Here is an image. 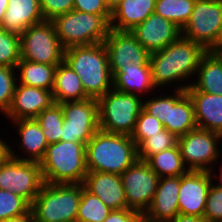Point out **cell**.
Wrapping results in <instances>:
<instances>
[{
	"label": "cell",
	"instance_id": "obj_3",
	"mask_svg": "<svg viewBox=\"0 0 222 222\" xmlns=\"http://www.w3.org/2000/svg\"><path fill=\"white\" fill-rule=\"evenodd\" d=\"M137 160V146L129 135L98 130L86 144L88 171L121 175Z\"/></svg>",
	"mask_w": 222,
	"mask_h": 222
},
{
	"label": "cell",
	"instance_id": "obj_35",
	"mask_svg": "<svg viewBox=\"0 0 222 222\" xmlns=\"http://www.w3.org/2000/svg\"><path fill=\"white\" fill-rule=\"evenodd\" d=\"M163 129L164 126L160 120L148 114L142 108L137 118L134 131L130 137L138 147L144 140L149 138L151 135L158 134Z\"/></svg>",
	"mask_w": 222,
	"mask_h": 222
},
{
	"label": "cell",
	"instance_id": "obj_34",
	"mask_svg": "<svg viewBox=\"0 0 222 222\" xmlns=\"http://www.w3.org/2000/svg\"><path fill=\"white\" fill-rule=\"evenodd\" d=\"M20 59V35L8 32L0 25V65L16 68Z\"/></svg>",
	"mask_w": 222,
	"mask_h": 222
},
{
	"label": "cell",
	"instance_id": "obj_46",
	"mask_svg": "<svg viewBox=\"0 0 222 222\" xmlns=\"http://www.w3.org/2000/svg\"><path fill=\"white\" fill-rule=\"evenodd\" d=\"M123 0H105L106 5L112 11Z\"/></svg>",
	"mask_w": 222,
	"mask_h": 222
},
{
	"label": "cell",
	"instance_id": "obj_23",
	"mask_svg": "<svg viewBox=\"0 0 222 222\" xmlns=\"http://www.w3.org/2000/svg\"><path fill=\"white\" fill-rule=\"evenodd\" d=\"M43 21L39 0H8L2 27L20 35L28 27Z\"/></svg>",
	"mask_w": 222,
	"mask_h": 222
},
{
	"label": "cell",
	"instance_id": "obj_22",
	"mask_svg": "<svg viewBox=\"0 0 222 222\" xmlns=\"http://www.w3.org/2000/svg\"><path fill=\"white\" fill-rule=\"evenodd\" d=\"M12 122H14L15 125L17 124L16 126L18 127V130L16 131L20 135V140L22 141H20V148L25 150L23 152L27 151L28 153L27 157L18 156L15 154L13 149L7 145V155L18 160L40 162L45 156L49 144L46 141L39 123L35 118L19 119Z\"/></svg>",
	"mask_w": 222,
	"mask_h": 222
},
{
	"label": "cell",
	"instance_id": "obj_20",
	"mask_svg": "<svg viewBox=\"0 0 222 222\" xmlns=\"http://www.w3.org/2000/svg\"><path fill=\"white\" fill-rule=\"evenodd\" d=\"M83 185L111 210L129 208L120 175L88 171Z\"/></svg>",
	"mask_w": 222,
	"mask_h": 222
},
{
	"label": "cell",
	"instance_id": "obj_7",
	"mask_svg": "<svg viewBox=\"0 0 222 222\" xmlns=\"http://www.w3.org/2000/svg\"><path fill=\"white\" fill-rule=\"evenodd\" d=\"M185 85V86H183ZM192 85L180 84L175 89V95L158 96L143 100V109L155 118H158L164 128L177 137L197 128L194 106L186 89Z\"/></svg>",
	"mask_w": 222,
	"mask_h": 222
},
{
	"label": "cell",
	"instance_id": "obj_37",
	"mask_svg": "<svg viewBox=\"0 0 222 222\" xmlns=\"http://www.w3.org/2000/svg\"><path fill=\"white\" fill-rule=\"evenodd\" d=\"M15 70L16 68L0 65V111L5 115L11 106L17 84L18 73Z\"/></svg>",
	"mask_w": 222,
	"mask_h": 222
},
{
	"label": "cell",
	"instance_id": "obj_39",
	"mask_svg": "<svg viewBox=\"0 0 222 222\" xmlns=\"http://www.w3.org/2000/svg\"><path fill=\"white\" fill-rule=\"evenodd\" d=\"M39 4L44 19L51 21L73 10L74 0H39Z\"/></svg>",
	"mask_w": 222,
	"mask_h": 222
},
{
	"label": "cell",
	"instance_id": "obj_41",
	"mask_svg": "<svg viewBox=\"0 0 222 222\" xmlns=\"http://www.w3.org/2000/svg\"><path fill=\"white\" fill-rule=\"evenodd\" d=\"M143 213L133 209L112 210L103 222H141Z\"/></svg>",
	"mask_w": 222,
	"mask_h": 222
},
{
	"label": "cell",
	"instance_id": "obj_19",
	"mask_svg": "<svg viewBox=\"0 0 222 222\" xmlns=\"http://www.w3.org/2000/svg\"><path fill=\"white\" fill-rule=\"evenodd\" d=\"M180 176L162 177L150 207L143 214L149 222H168L179 214L178 194Z\"/></svg>",
	"mask_w": 222,
	"mask_h": 222
},
{
	"label": "cell",
	"instance_id": "obj_33",
	"mask_svg": "<svg viewBox=\"0 0 222 222\" xmlns=\"http://www.w3.org/2000/svg\"><path fill=\"white\" fill-rule=\"evenodd\" d=\"M177 145L178 137L164 128L158 134L151 135L137 147L138 160L146 161L150 156Z\"/></svg>",
	"mask_w": 222,
	"mask_h": 222
},
{
	"label": "cell",
	"instance_id": "obj_8",
	"mask_svg": "<svg viewBox=\"0 0 222 222\" xmlns=\"http://www.w3.org/2000/svg\"><path fill=\"white\" fill-rule=\"evenodd\" d=\"M100 130L131 136L143 108L139 95L112 88L98 100Z\"/></svg>",
	"mask_w": 222,
	"mask_h": 222
},
{
	"label": "cell",
	"instance_id": "obj_1",
	"mask_svg": "<svg viewBox=\"0 0 222 222\" xmlns=\"http://www.w3.org/2000/svg\"><path fill=\"white\" fill-rule=\"evenodd\" d=\"M206 52L201 44L181 35L161 51L150 54L149 64L155 87H164L177 80L187 81L188 77L197 73Z\"/></svg>",
	"mask_w": 222,
	"mask_h": 222
},
{
	"label": "cell",
	"instance_id": "obj_30",
	"mask_svg": "<svg viewBox=\"0 0 222 222\" xmlns=\"http://www.w3.org/2000/svg\"><path fill=\"white\" fill-rule=\"evenodd\" d=\"M196 0H156L154 13L172 21L181 30L193 12Z\"/></svg>",
	"mask_w": 222,
	"mask_h": 222
},
{
	"label": "cell",
	"instance_id": "obj_9",
	"mask_svg": "<svg viewBox=\"0 0 222 222\" xmlns=\"http://www.w3.org/2000/svg\"><path fill=\"white\" fill-rule=\"evenodd\" d=\"M182 35L207 51L222 45V0H196Z\"/></svg>",
	"mask_w": 222,
	"mask_h": 222
},
{
	"label": "cell",
	"instance_id": "obj_31",
	"mask_svg": "<svg viewBox=\"0 0 222 222\" xmlns=\"http://www.w3.org/2000/svg\"><path fill=\"white\" fill-rule=\"evenodd\" d=\"M111 211L102 200L89 192L82 184L76 222H103Z\"/></svg>",
	"mask_w": 222,
	"mask_h": 222
},
{
	"label": "cell",
	"instance_id": "obj_10",
	"mask_svg": "<svg viewBox=\"0 0 222 222\" xmlns=\"http://www.w3.org/2000/svg\"><path fill=\"white\" fill-rule=\"evenodd\" d=\"M64 51L51 21L32 25L20 34L21 59L58 65L64 61Z\"/></svg>",
	"mask_w": 222,
	"mask_h": 222
},
{
	"label": "cell",
	"instance_id": "obj_24",
	"mask_svg": "<svg viewBox=\"0 0 222 222\" xmlns=\"http://www.w3.org/2000/svg\"><path fill=\"white\" fill-rule=\"evenodd\" d=\"M155 1L123 0L112 10L110 28L118 31H131L154 13Z\"/></svg>",
	"mask_w": 222,
	"mask_h": 222
},
{
	"label": "cell",
	"instance_id": "obj_25",
	"mask_svg": "<svg viewBox=\"0 0 222 222\" xmlns=\"http://www.w3.org/2000/svg\"><path fill=\"white\" fill-rule=\"evenodd\" d=\"M113 88L139 96L144 92L147 94V91L150 93L156 88L150 65L126 64L113 76Z\"/></svg>",
	"mask_w": 222,
	"mask_h": 222
},
{
	"label": "cell",
	"instance_id": "obj_13",
	"mask_svg": "<svg viewBox=\"0 0 222 222\" xmlns=\"http://www.w3.org/2000/svg\"><path fill=\"white\" fill-rule=\"evenodd\" d=\"M221 138L219 133L200 128L178 137V147L185 166L193 171L211 172V165L215 164L220 156L217 143L221 142Z\"/></svg>",
	"mask_w": 222,
	"mask_h": 222
},
{
	"label": "cell",
	"instance_id": "obj_12",
	"mask_svg": "<svg viewBox=\"0 0 222 222\" xmlns=\"http://www.w3.org/2000/svg\"><path fill=\"white\" fill-rule=\"evenodd\" d=\"M64 115L61 140L87 142L100 130L97 99L61 103Z\"/></svg>",
	"mask_w": 222,
	"mask_h": 222
},
{
	"label": "cell",
	"instance_id": "obj_21",
	"mask_svg": "<svg viewBox=\"0 0 222 222\" xmlns=\"http://www.w3.org/2000/svg\"><path fill=\"white\" fill-rule=\"evenodd\" d=\"M194 106L197 128L222 135V95L196 90L192 85L186 89Z\"/></svg>",
	"mask_w": 222,
	"mask_h": 222
},
{
	"label": "cell",
	"instance_id": "obj_5",
	"mask_svg": "<svg viewBox=\"0 0 222 222\" xmlns=\"http://www.w3.org/2000/svg\"><path fill=\"white\" fill-rule=\"evenodd\" d=\"M82 184L44 183L33 200L35 222H76Z\"/></svg>",
	"mask_w": 222,
	"mask_h": 222
},
{
	"label": "cell",
	"instance_id": "obj_48",
	"mask_svg": "<svg viewBox=\"0 0 222 222\" xmlns=\"http://www.w3.org/2000/svg\"><path fill=\"white\" fill-rule=\"evenodd\" d=\"M220 169H221V170L219 171L220 173H219L218 178L220 179L219 182H220V181H221V182H220V183L218 182V183L216 184V186L222 188V166L220 167Z\"/></svg>",
	"mask_w": 222,
	"mask_h": 222
},
{
	"label": "cell",
	"instance_id": "obj_44",
	"mask_svg": "<svg viewBox=\"0 0 222 222\" xmlns=\"http://www.w3.org/2000/svg\"><path fill=\"white\" fill-rule=\"evenodd\" d=\"M7 7H8V0H0V25H2Z\"/></svg>",
	"mask_w": 222,
	"mask_h": 222
},
{
	"label": "cell",
	"instance_id": "obj_11",
	"mask_svg": "<svg viewBox=\"0 0 222 222\" xmlns=\"http://www.w3.org/2000/svg\"><path fill=\"white\" fill-rule=\"evenodd\" d=\"M44 183L39 162L18 160L9 155L0 161V189L12 191L30 205Z\"/></svg>",
	"mask_w": 222,
	"mask_h": 222
},
{
	"label": "cell",
	"instance_id": "obj_36",
	"mask_svg": "<svg viewBox=\"0 0 222 222\" xmlns=\"http://www.w3.org/2000/svg\"><path fill=\"white\" fill-rule=\"evenodd\" d=\"M31 205L9 190L0 189V220L20 216L30 210Z\"/></svg>",
	"mask_w": 222,
	"mask_h": 222
},
{
	"label": "cell",
	"instance_id": "obj_14",
	"mask_svg": "<svg viewBox=\"0 0 222 222\" xmlns=\"http://www.w3.org/2000/svg\"><path fill=\"white\" fill-rule=\"evenodd\" d=\"M120 176L128 207L144 214L154 199L159 176L146 161L141 160H137Z\"/></svg>",
	"mask_w": 222,
	"mask_h": 222
},
{
	"label": "cell",
	"instance_id": "obj_43",
	"mask_svg": "<svg viewBox=\"0 0 222 222\" xmlns=\"http://www.w3.org/2000/svg\"><path fill=\"white\" fill-rule=\"evenodd\" d=\"M0 222H35L32 210L30 209L27 213L12 217L9 219L0 220Z\"/></svg>",
	"mask_w": 222,
	"mask_h": 222
},
{
	"label": "cell",
	"instance_id": "obj_18",
	"mask_svg": "<svg viewBox=\"0 0 222 222\" xmlns=\"http://www.w3.org/2000/svg\"><path fill=\"white\" fill-rule=\"evenodd\" d=\"M54 103L52 91L19 84L15 87L11 106L6 113L12 121L36 118Z\"/></svg>",
	"mask_w": 222,
	"mask_h": 222
},
{
	"label": "cell",
	"instance_id": "obj_26",
	"mask_svg": "<svg viewBox=\"0 0 222 222\" xmlns=\"http://www.w3.org/2000/svg\"><path fill=\"white\" fill-rule=\"evenodd\" d=\"M52 95L54 102L59 104L89 98L78 74L64 61L56 67Z\"/></svg>",
	"mask_w": 222,
	"mask_h": 222
},
{
	"label": "cell",
	"instance_id": "obj_2",
	"mask_svg": "<svg viewBox=\"0 0 222 222\" xmlns=\"http://www.w3.org/2000/svg\"><path fill=\"white\" fill-rule=\"evenodd\" d=\"M64 62L78 74L89 98L98 100L113 88V76L104 43L67 48Z\"/></svg>",
	"mask_w": 222,
	"mask_h": 222
},
{
	"label": "cell",
	"instance_id": "obj_40",
	"mask_svg": "<svg viewBox=\"0 0 222 222\" xmlns=\"http://www.w3.org/2000/svg\"><path fill=\"white\" fill-rule=\"evenodd\" d=\"M73 10L97 15H111L105 0H74Z\"/></svg>",
	"mask_w": 222,
	"mask_h": 222
},
{
	"label": "cell",
	"instance_id": "obj_42",
	"mask_svg": "<svg viewBox=\"0 0 222 222\" xmlns=\"http://www.w3.org/2000/svg\"><path fill=\"white\" fill-rule=\"evenodd\" d=\"M168 222H207V220L201 216H191L179 213Z\"/></svg>",
	"mask_w": 222,
	"mask_h": 222
},
{
	"label": "cell",
	"instance_id": "obj_45",
	"mask_svg": "<svg viewBox=\"0 0 222 222\" xmlns=\"http://www.w3.org/2000/svg\"><path fill=\"white\" fill-rule=\"evenodd\" d=\"M0 139V161L7 155V142Z\"/></svg>",
	"mask_w": 222,
	"mask_h": 222
},
{
	"label": "cell",
	"instance_id": "obj_6",
	"mask_svg": "<svg viewBox=\"0 0 222 222\" xmlns=\"http://www.w3.org/2000/svg\"><path fill=\"white\" fill-rule=\"evenodd\" d=\"M111 15L71 10L51 20L64 49L104 43L110 30Z\"/></svg>",
	"mask_w": 222,
	"mask_h": 222
},
{
	"label": "cell",
	"instance_id": "obj_47",
	"mask_svg": "<svg viewBox=\"0 0 222 222\" xmlns=\"http://www.w3.org/2000/svg\"><path fill=\"white\" fill-rule=\"evenodd\" d=\"M222 62V45L211 50Z\"/></svg>",
	"mask_w": 222,
	"mask_h": 222
},
{
	"label": "cell",
	"instance_id": "obj_17",
	"mask_svg": "<svg viewBox=\"0 0 222 222\" xmlns=\"http://www.w3.org/2000/svg\"><path fill=\"white\" fill-rule=\"evenodd\" d=\"M130 32L150 54L161 51L182 35L177 25L155 13Z\"/></svg>",
	"mask_w": 222,
	"mask_h": 222
},
{
	"label": "cell",
	"instance_id": "obj_4",
	"mask_svg": "<svg viewBox=\"0 0 222 222\" xmlns=\"http://www.w3.org/2000/svg\"><path fill=\"white\" fill-rule=\"evenodd\" d=\"M39 163L45 183L83 184L88 173L86 144L62 140L49 144Z\"/></svg>",
	"mask_w": 222,
	"mask_h": 222
},
{
	"label": "cell",
	"instance_id": "obj_15",
	"mask_svg": "<svg viewBox=\"0 0 222 222\" xmlns=\"http://www.w3.org/2000/svg\"><path fill=\"white\" fill-rule=\"evenodd\" d=\"M112 76L126 64L150 65V53L130 31L111 29L104 40Z\"/></svg>",
	"mask_w": 222,
	"mask_h": 222
},
{
	"label": "cell",
	"instance_id": "obj_29",
	"mask_svg": "<svg viewBox=\"0 0 222 222\" xmlns=\"http://www.w3.org/2000/svg\"><path fill=\"white\" fill-rule=\"evenodd\" d=\"M146 162L159 178L178 177L189 171L183 162L178 145L150 156Z\"/></svg>",
	"mask_w": 222,
	"mask_h": 222
},
{
	"label": "cell",
	"instance_id": "obj_16",
	"mask_svg": "<svg viewBox=\"0 0 222 222\" xmlns=\"http://www.w3.org/2000/svg\"><path fill=\"white\" fill-rule=\"evenodd\" d=\"M213 173L210 171L189 170L180 176L178 194L179 213L191 216H204L206 200L212 185Z\"/></svg>",
	"mask_w": 222,
	"mask_h": 222
},
{
	"label": "cell",
	"instance_id": "obj_27",
	"mask_svg": "<svg viewBox=\"0 0 222 222\" xmlns=\"http://www.w3.org/2000/svg\"><path fill=\"white\" fill-rule=\"evenodd\" d=\"M196 75L198 79L192 83L196 90L222 95V62L212 51L202 56Z\"/></svg>",
	"mask_w": 222,
	"mask_h": 222
},
{
	"label": "cell",
	"instance_id": "obj_32",
	"mask_svg": "<svg viewBox=\"0 0 222 222\" xmlns=\"http://www.w3.org/2000/svg\"><path fill=\"white\" fill-rule=\"evenodd\" d=\"M48 144L57 143L61 140L64 115L61 104L53 103L44 109L36 118Z\"/></svg>",
	"mask_w": 222,
	"mask_h": 222
},
{
	"label": "cell",
	"instance_id": "obj_38",
	"mask_svg": "<svg viewBox=\"0 0 222 222\" xmlns=\"http://www.w3.org/2000/svg\"><path fill=\"white\" fill-rule=\"evenodd\" d=\"M207 222H220L222 220V188L211 185L203 216Z\"/></svg>",
	"mask_w": 222,
	"mask_h": 222
},
{
	"label": "cell",
	"instance_id": "obj_28",
	"mask_svg": "<svg viewBox=\"0 0 222 222\" xmlns=\"http://www.w3.org/2000/svg\"><path fill=\"white\" fill-rule=\"evenodd\" d=\"M57 65L34 63L20 59L16 65V72L20 71L17 82L19 84L33 86L52 91L54 87L55 70Z\"/></svg>",
	"mask_w": 222,
	"mask_h": 222
}]
</instances>
